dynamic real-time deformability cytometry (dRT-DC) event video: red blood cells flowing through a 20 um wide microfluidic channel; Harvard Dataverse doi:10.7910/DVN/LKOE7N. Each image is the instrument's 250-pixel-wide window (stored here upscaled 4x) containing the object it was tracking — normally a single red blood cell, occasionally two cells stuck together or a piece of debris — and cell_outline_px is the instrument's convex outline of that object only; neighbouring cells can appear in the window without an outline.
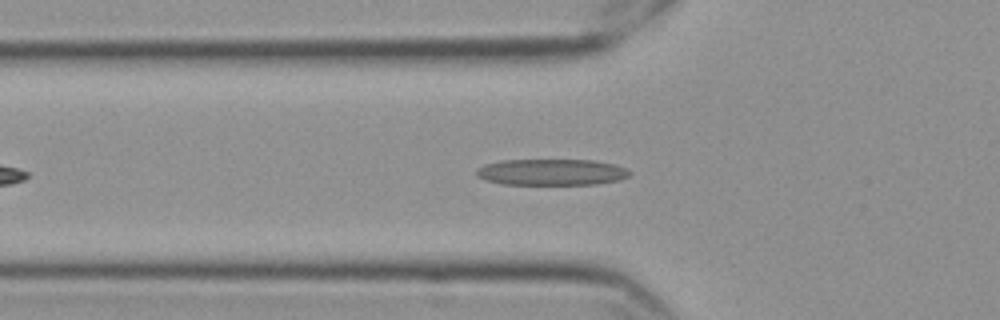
{"species": "Egyptian fruit bat (a non-hibernating species)", "species_latin": "Rousettus aegyptiacus", "temperature_condition": "cold", "stored_images_in_passage": 44, "camera_frame_rate_fps": 3000, "um_per_image_px": 0.085, "frame": {"image": 1, "passage_image": 10, "time_ms": 3.0, "image_size_px": [1000, 320], "cell_outline_px": [[632, 172], [628, 176], [620, 180], [596, 184], [500, 184], [484, 180], [476, 176], [476, 168], [484, 164], [500, 160], [592, 160], [616, 164]], "centroid_in_image_um": [46.84, 14.63], "position_along_channel_um": 79.0, "area_um2": 23.64}}
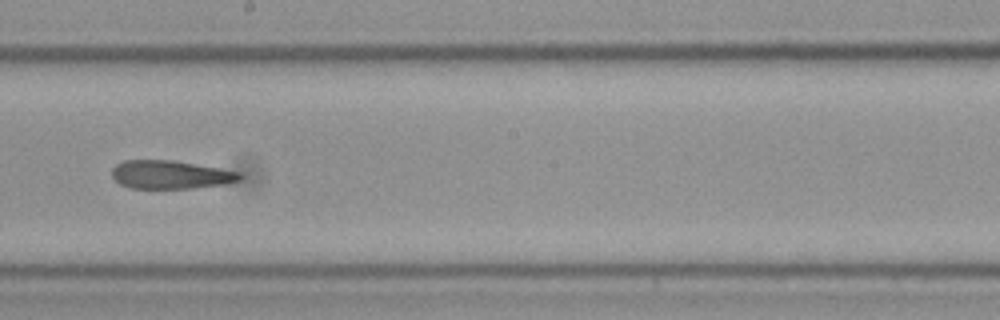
{"frame": {"image": 2, "passage_image": 23, "time_ms": 7.333, "image_size_px": [1000, 320], "cell_outline_px": [[244, 180], [224, 184], [192, 188], [128, 188], [120, 184], [112, 176], [112, 168], [116, 164], [124, 160], [172, 160], [244, 172]], "centroid_in_image_um": [14.56, 14.84], "position_along_channel_um": 233.6, "area_um2": 21.39}}
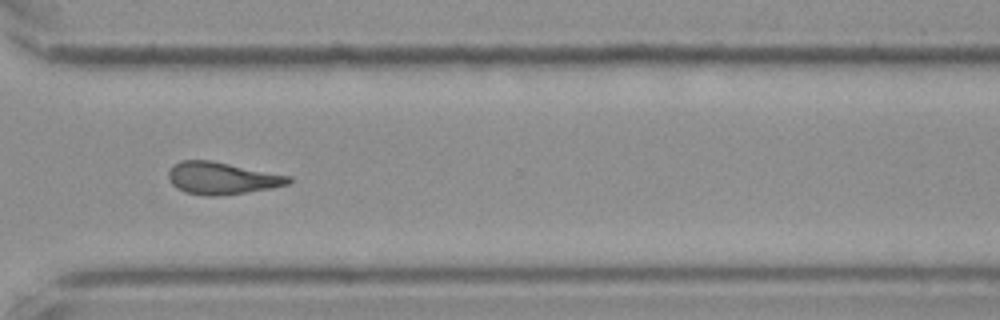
{"frame": {"image": 3, "passage_image": 33, "time_ms": 10.667, "image_size_px": [1000, 320], "cell_outline_px": [[292, 180], [288, 184], [272, 188], [220, 196], [208, 196], [184, 192], [172, 184], [168, 176], [168, 172], [172, 164], [180, 160], [212, 160], [292, 176]], "centroid_in_image_um": [18.86, 15.14], "position_along_channel_um": 351.7, "area_um2": 22.72}, "authors_computed_cell_mechanics": {"area_um2": 22.253, "velocity_mm_per_s": 3.547, "shape_relaxation_time_tau1_ms": null, "shape_relaxation_time_tau2_ms": 4.8492, "deformation_change_tau1": null, "deformation_change_tau2": 0.1616}}